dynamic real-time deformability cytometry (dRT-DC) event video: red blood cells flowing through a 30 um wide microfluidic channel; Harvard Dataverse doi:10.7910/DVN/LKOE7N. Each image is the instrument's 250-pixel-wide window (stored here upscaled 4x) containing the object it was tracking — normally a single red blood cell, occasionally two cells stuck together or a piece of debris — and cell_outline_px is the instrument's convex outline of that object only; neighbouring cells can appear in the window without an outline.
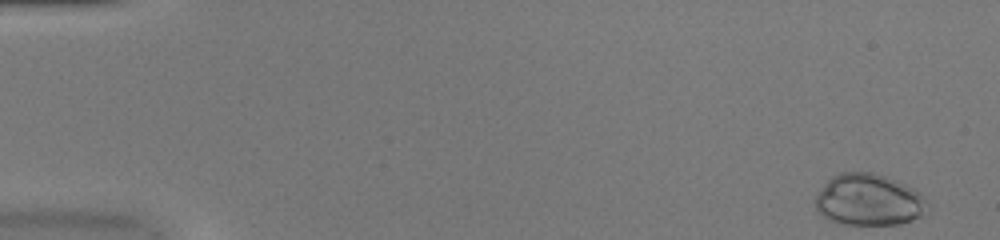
{"species": "common noctule bat (a hibernating species)", "species_latin": "Nyctalus noctula", "temperature_condition": "warm", "stored_images_in_passage": 50, "camera_frame_rate_fps": 3000, "um_per_image_px": 0.085, "animal": {"sex": "female", "body_mass_g": 20.0, "forearm_length_mm": 54.0}, "frame": {"image": 1, "passage_image": 1, "time_ms": 0.0, "image_size_px": [1000, 240], "cell_outline_px": [[920, 216], [900, 224], [840, 224], [828, 220], [816, 208], [816, 196], [828, 180], [832, 176], [840, 172], [872, 172], [896, 180], [920, 192]], "centroid_in_image_um": [73.73, 16.98], "position_along_channel_um": 11.3, "area_um2": 32.66}}
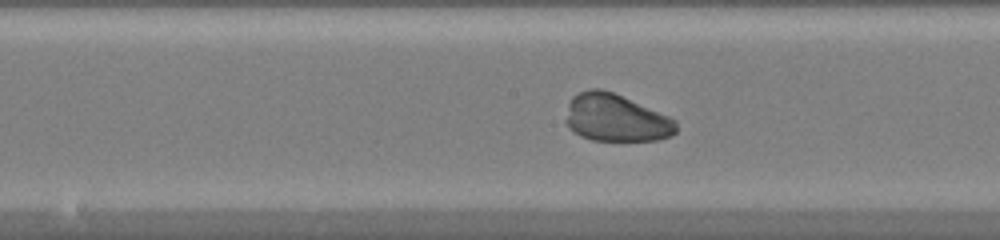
{"frame": {"image": 2, "passage_image": 26, "time_ms": 8.333, "image_size_px": [1000, 240], "cell_outline_px": [[676, 132], [672, 136], [660, 140], [592, 140], [580, 136], [568, 128], [564, 120], [568, 104], [572, 96], [588, 88], [600, 88], [612, 92], [668, 116], [676, 120]], "centroid_in_image_um": [52.3, 10.03], "position_along_channel_um": 195.9, "area_um2": 30.52}}
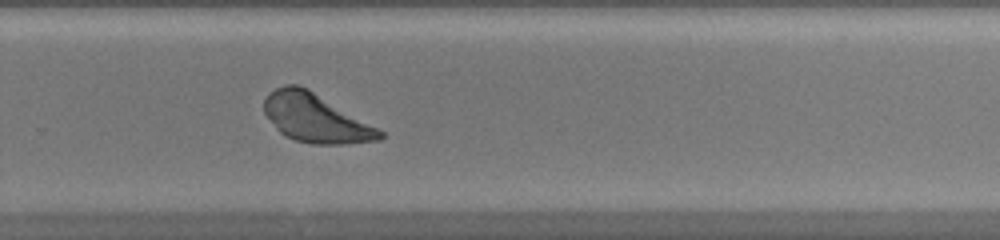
{"frame": {"image": 3, "passage_image": 34, "time_ms": 11.0, "image_size_px": [1000, 240], "cell_outline_px": [[384, 136], [380, 140], [344, 144], [312, 144], [296, 140], [284, 136], [276, 128], [264, 112], [264, 100], [268, 92], [284, 84], [296, 84], [308, 88], [384, 132]], "centroid_in_image_um": [26.8, 10.03], "position_along_channel_um": 303.0, "area_um2": 32.54}}